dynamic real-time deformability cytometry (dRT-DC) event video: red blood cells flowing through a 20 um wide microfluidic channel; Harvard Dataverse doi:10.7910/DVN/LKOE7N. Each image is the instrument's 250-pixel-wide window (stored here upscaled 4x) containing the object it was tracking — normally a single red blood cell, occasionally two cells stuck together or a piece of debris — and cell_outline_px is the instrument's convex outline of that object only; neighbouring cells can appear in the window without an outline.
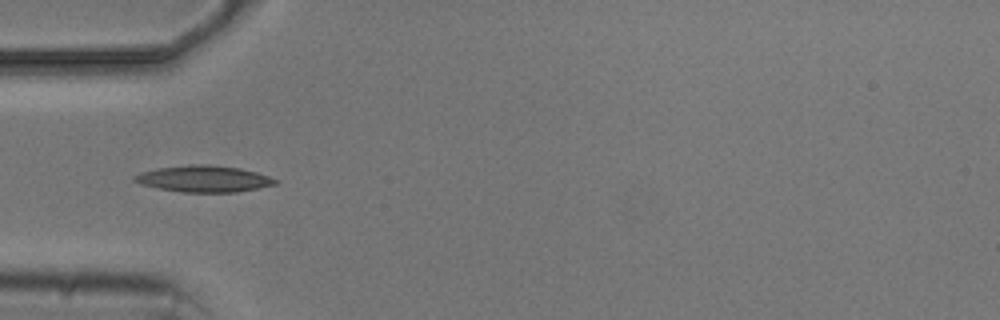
{"species": "common noctule bat (a hibernating species)", "species_latin": "Nyctalus noctula", "temperature_condition": "cold", "stored_images_in_passage": 8, "camera_frame_rate_fps": 3000, "um_per_image_px": 0.085, "animal": {"sex": "male", "body_mass_g": 20.5, "forearm_length_mm": 52.5}, "frame": {"image": 1, "passage_image": 2, "time_ms": 1.333, "image_size_px": [1000, 320], "cell_outline_px": [[276, 184], [236, 192], [184, 192], [160, 188], [140, 184], [132, 180], [132, 176], [156, 168], [188, 164], [208, 164], [240, 168], [256, 172], [268, 176], [276, 180]], "centroid_in_image_um": [17.29, 15.19], "position_along_channel_um": 67.7, "area_um2": 21.5}}
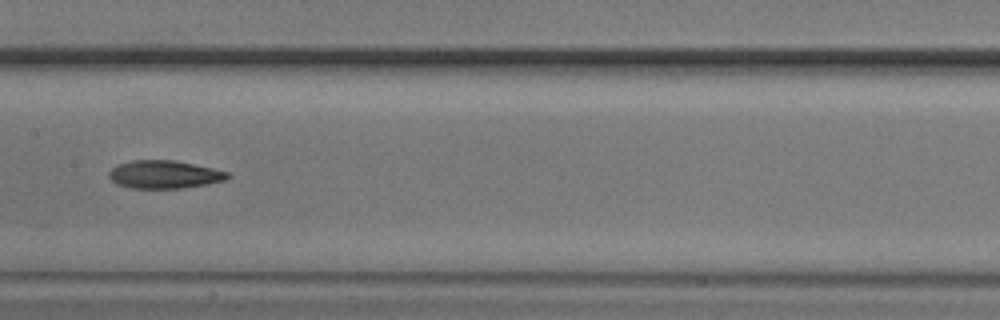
{"frame": {"image": 2, "passage_image": 5, "time_ms": 4.667, "image_size_px": [1000, 320], "cell_outline_px": [[232, 176], [224, 180], [208, 184], [184, 188], [132, 188], [116, 184], [108, 176], [108, 172], [112, 168], [120, 164], [132, 160], [176, 160], [212, 168], [228, 172]], "centroid_in_image_um": [13.98, 14.83], "position_along_channel_um": 193.4, "area_um2": 19.36}}
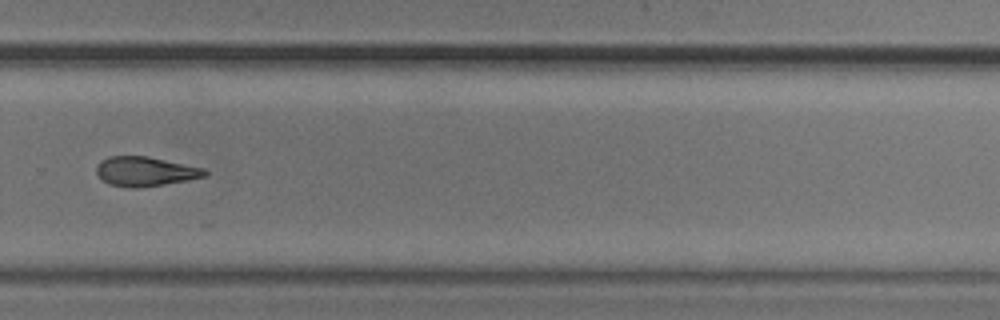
{"frame": {"image": 3, "passage_image": 8, "time_ms": 8.0, "image_size_px": [1000, 320], "cell_outline_px": [[208, 176], [188, 180], [140, 188], [132, 188], [108, 184], [96, 172], [96, 164], [100, 160], [108, 156], [148, 156], [204, 168], [208, 172]], "centroid_in_image_um": [12.35, 14.57], "position_along_channel_um": 317.5, "area_um2": 18.73}}